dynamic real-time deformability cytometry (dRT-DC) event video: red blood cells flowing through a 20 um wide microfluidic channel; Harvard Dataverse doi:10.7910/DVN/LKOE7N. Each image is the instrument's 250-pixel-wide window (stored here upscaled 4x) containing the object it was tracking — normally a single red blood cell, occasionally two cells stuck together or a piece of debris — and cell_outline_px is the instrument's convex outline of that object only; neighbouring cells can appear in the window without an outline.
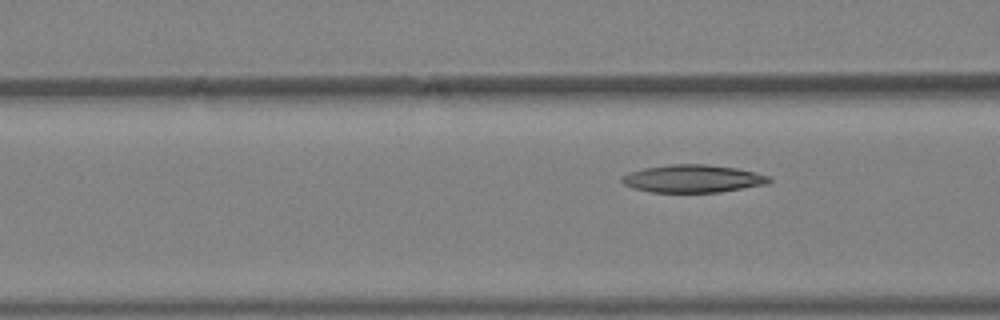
{"species": "Egyptian fruit bat (a non-hibernating species)", "species_latin": "Rousettus aegyptiacus", "temperature_condition": "warm", "stored_images_in_passage": 6, "segment_of_instrument_passage": [2, 2], "camera_frame_rate_fps": 3000, "um_per_image_px": 0.085, "animal": {"sex": "female"}, "frame": {"image": 1, "passage_image": 6, "time_ms": 1.667, "image_size_px": [1000, 320], "cell_outline_px": [[772, 180], [768, 184], [720, 192], [652, 192], [632, 188], [624, 184], [620, 180], [624, 176], [632, 172], [644, 168], [672, 164], [704, 164], [736, 168], [772, 176]], "centroid_in_image_um": [58.94, 15.19], "position_along_channel_um": 107.7, "area_um2": 23.7}}